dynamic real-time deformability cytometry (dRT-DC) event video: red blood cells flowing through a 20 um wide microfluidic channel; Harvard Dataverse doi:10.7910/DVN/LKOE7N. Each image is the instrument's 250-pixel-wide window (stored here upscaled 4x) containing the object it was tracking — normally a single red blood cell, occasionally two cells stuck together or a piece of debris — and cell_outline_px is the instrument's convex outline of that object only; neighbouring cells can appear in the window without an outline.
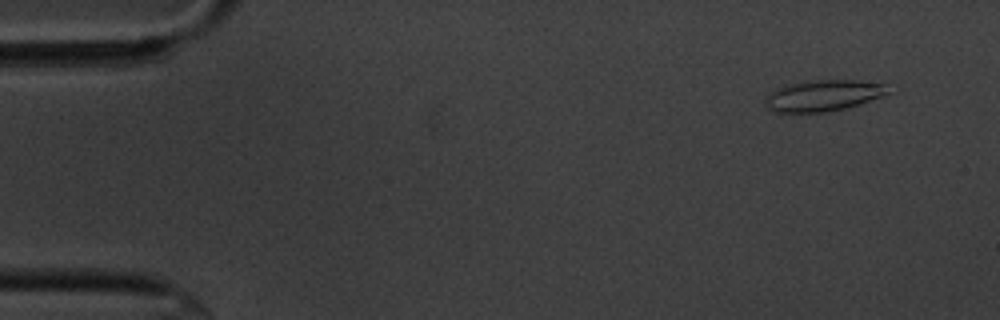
{"species": "common noctule bat (a hibernating species)", "species_latin": "Nyctalus noctula", "temperature_condition": "cold", "stored_images_in_passage": 53, "camera_frame_rate_fps": 3000, "um_per_image_px": 0.085, "animal": {"sex": "male", "body_mass_g": 20.1, "forearm_length_mm": 53.5}, "frame": {"image": 1, "passage_image": 2, "time_ms": 0.333, "image_size_px": [1000, 320], "cell_outline_px": [[892, 92], [884, 96], [844, 108], [824, 112], [776, 112], [764, 108], [764, 96], [768, 92], [784, 84], [816, 80], [852, 80], [884, 84]], "centroid_in_image_um": [69.89, 8.12], "position_along_channel_um": 15.1, "area_um2": 22.48}}
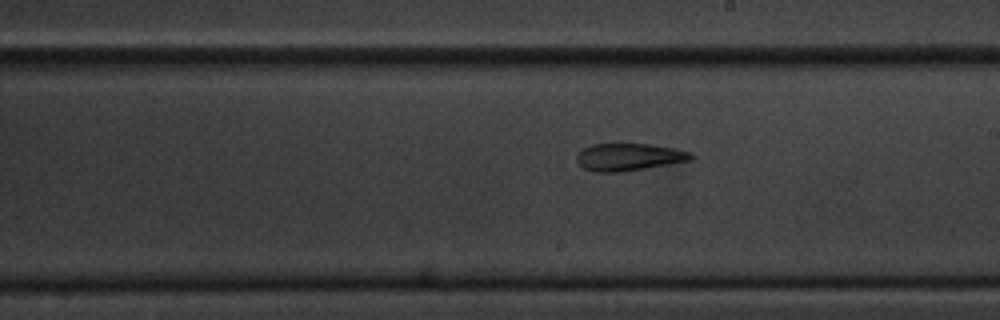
{"frame": {"image": 2, "passage_image": 29, "time_ms": 9.333, "image_size_px": [1000, 320], "cell_outline_px": [[696, 156], [692, 160], [620, 172], [596, 172], [584, 168], [576, 160], [576, 156], [584, 148], [592, 144], [648, 144], [676, 148], [692, 152]], "centroid_in_image_um": [53.5, 13.34], "position_along_channel_um": 235.5, "area_um2": 18.15}}
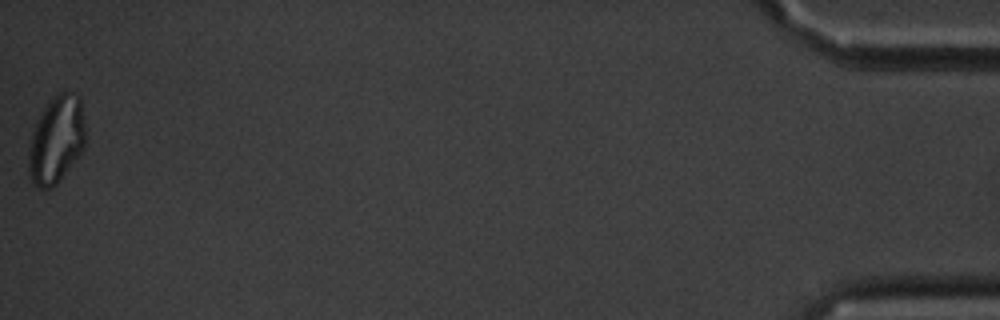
{"frame": {"image": 3, "passage_image": 53, "time_ms": 17.333, "image_size_px": [1000, 320], "cell_outline_px": [[84, 148], [56, 184], [52, 188], [36, 188], [32, 184], [28, 176], [28, 148], [32, 132], [36, 120], [48, 100], [52, 96], [64, 88], [80, 96], [84, 116]], "centroid_in_image_um": [4.76, 11.83], "position_along_channel_um": 430.4, "area_um2": 29.54}, "authors_computed_cell_mechanics": {"area_um2": 19.7676, "velocity_mm_per_s": 3.6229, "shape_relaxation_time_tau1_ms": null, "shape_relaxation_time_tau2_ms": 4.2739, "deformation_change_tau1": null, "deformation_change_tau2": 0.1196}}